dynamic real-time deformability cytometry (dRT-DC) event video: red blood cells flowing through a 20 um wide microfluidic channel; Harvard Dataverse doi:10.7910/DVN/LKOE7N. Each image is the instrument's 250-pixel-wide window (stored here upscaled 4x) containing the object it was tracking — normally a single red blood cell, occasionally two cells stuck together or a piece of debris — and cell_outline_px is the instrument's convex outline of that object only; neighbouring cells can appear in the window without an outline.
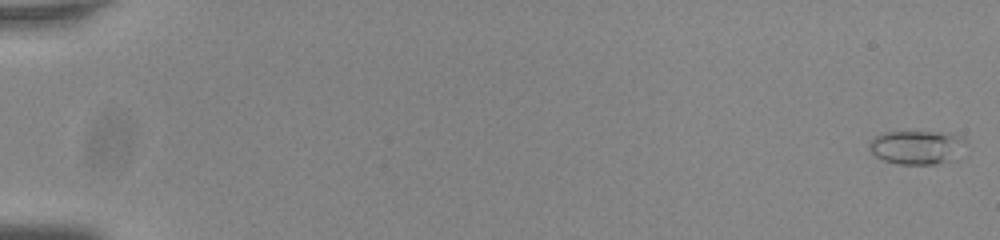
{"species": "common noctule bat (a hibernating species)", "species_latin": "Nyctalus noctula", "temperature_condition": "room temperature", "stored_images_in_passage": 56, "camera_frame_rate_fps": 3000, "um_per_image_px": 0.085, "animal": {"sex": "male", "body_mass_g": 20.0, "forearm_length_mm": 53.3}, "frame": {"image": 1, "passage_image": 1, "time_ms": 0.0, "image_size_px": [1000, 240], "cell_outline_px": [[964, 140], [948, 160], [936, 164], [896, 164], [884, 160], [876, 156], [868, 148], [868, 144], [876, 136], [884, 132], [948, 132], [960, 136]], "centroid_in_image_um": [77.79, 12.5], "position_along_channel_um": 7.2, "area_um2": 18.26}}
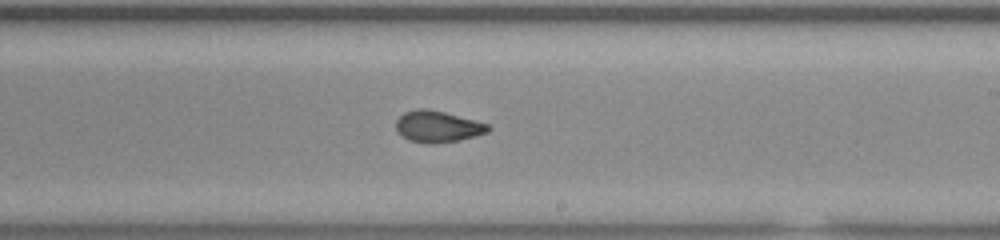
{"frame": {"image": 2, "passage_image": 35, "time_ms": 11.333, "image_size_px": [1000, 240], "cell_outline_px": [[492, 128], [488, 132], [460, 140], [436, 144], [428, 144], [408, 140], [400, 136], [396, 132], [396, 120], [404, 112], [416, 108], [428, 108], [444, 112], [488, 124]], "centroid_in_image_um": [37.16, 10.77], "position_along_channel_um": 251.8, "area_um2": 17.11}}
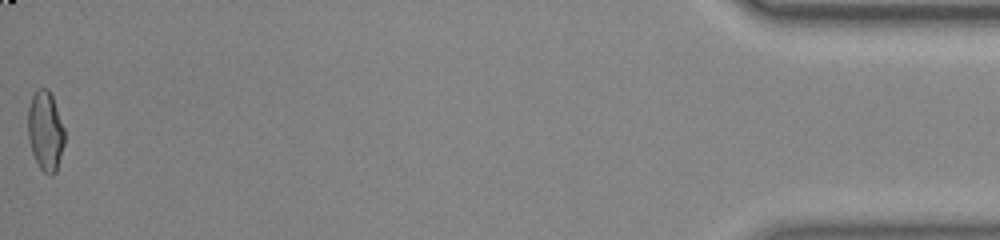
{"frame": {"image": 3, "passage_image": 56, "time_ms": 18.333, "image_size_px": [1000, 240], "cell_outline_px": [[64, 144], [56, 172], [52, 176], [44, 172], [40, 168], [32, 152], [28, 140], [28, 108], [32, 96], [36, 88], [48, 88], [52, 96], [64, 128]], "centroid_in_image_um": [3.85, 11.12], "position_along_channel_um": 431.3, "area_um2": 16.99}, "authors_computed_cell_mechanics": {"area_um2": 16.9065, "velocity_mm_per_s": 3.8097, "shape_relaxation_time_tau1_ms": null, "shape_relaxation_time_tau2_ms": 1.6764, "deformation_change_tau1": null, "deformation_change_tau2": 0.071}}